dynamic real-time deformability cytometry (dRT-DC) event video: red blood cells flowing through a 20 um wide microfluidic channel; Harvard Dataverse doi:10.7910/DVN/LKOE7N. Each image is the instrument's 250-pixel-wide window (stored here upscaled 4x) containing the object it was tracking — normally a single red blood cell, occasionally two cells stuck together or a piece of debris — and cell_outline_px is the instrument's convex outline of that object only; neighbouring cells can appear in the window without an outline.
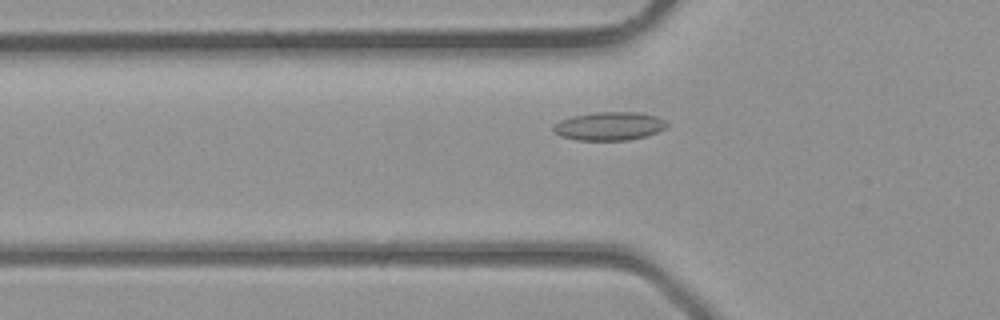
{"species": "common noctule bat (a hibernating species)", "species_latin": "Nyctalus noctula", "temperature_condition": "room temperature", "stored_images_in_passage": 34, "camera_frame_rate_fps": 3000, "um_per_image_px": 0.085, "animal": {"sex": "male", "body_mass_g": 23.1, "forearm_length_mm": 52.7}, "frame": {"image": 1, "passage_image": 8, "time_ms": 2.333, "image_size_px": [1000, 320], "cell_outline_px": [[668, 124], [664, 128], [656, 132], [644, 136], [628, 140], [576, 140], [560, 136], [552, 132], [552, 128], [560, 120], [572, 116], [596, 112], [640, 112], [656, 116], [664, 120]], "centroid_in_image_um": [51.75, 10.72], "position_along_channel_um": 74.1, "area_um2": 18.73}}
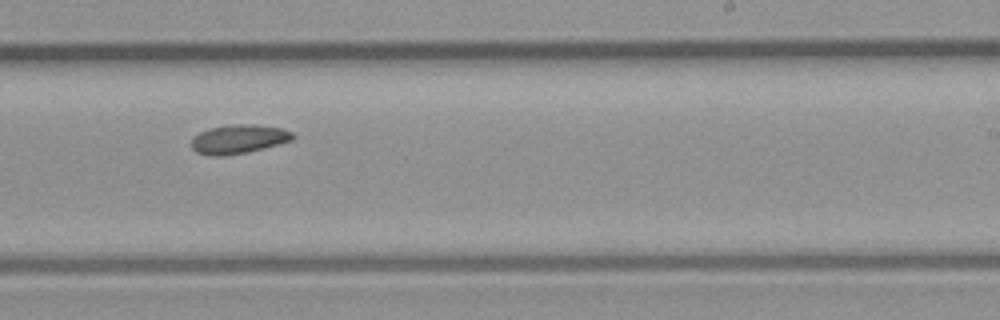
{"frame": {"image": 2, "passage_image": 19, "time_ms": 6.0, "image_size_px": [1000, 320], "cell_outline_px": [[296, 136], [292, 140], [248, 152], [224, 156], [208, 156], [196, 152], [192, 148], [192, 140], [200, 132], [208, 128], [232, 124], [252, 124], [280, 128], [292, 132]], "centroid_in_image_um": [20.27, 11.83], "position_along_channel_um": 268.7, "area_um2": 17.05}}
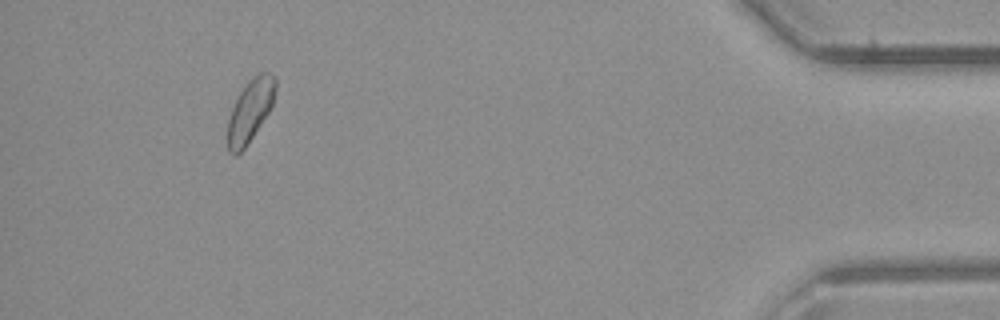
{"frame": {"image": 3, "passage_image": 31, "time_ms": 10.0, "image_size_px": [1000, 320], "cell_outline_px": [[276, 88], [272, 104], [268, 112], [244, 148], [236, 156], [228, 152], [228, 120], [232, 108], [240, 92], [248, 80], [252, 76], [260, 72], [268, 72], [276, 76]], "centroid_in_image_um": [21.27, 9.36], "position_along_channel_um": 413.9, "area_um2": 17.11}}